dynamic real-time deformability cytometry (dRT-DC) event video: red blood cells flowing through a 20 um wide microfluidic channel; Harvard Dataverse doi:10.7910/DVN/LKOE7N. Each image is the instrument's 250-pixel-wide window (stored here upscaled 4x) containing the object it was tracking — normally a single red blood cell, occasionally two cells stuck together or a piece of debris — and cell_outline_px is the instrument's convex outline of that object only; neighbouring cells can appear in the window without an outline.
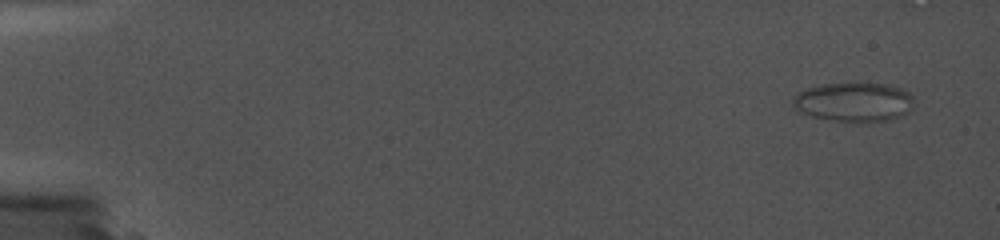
{"species": "common noctule bat (a hibernating species)", "species_latin": "Nyctalus noctula", "temperature_condition": "cold", "stored_images_in_passage": 2, "camera_frame_rate_fps": 5000, "um_per_image_px": 0.085, "animal": {"sex": "female", "body_mass_g": 19.0, "forearm_length_mm": 56.7}, "frame": {"image": 1, "passage_image": 1, "time_ms": 0.0, "image_size_px": [1000, 240], "cell_outline_px": [[668, 136], [656, 140], [636, 140], [532, 136], [516, 132], [516, 128], [552, 124], [652, 128], [668, 132]], "centroid_in_image_um": [50.46, 11.23], "position_along_channel_um": 34.5, "area_um2": 12.54}}